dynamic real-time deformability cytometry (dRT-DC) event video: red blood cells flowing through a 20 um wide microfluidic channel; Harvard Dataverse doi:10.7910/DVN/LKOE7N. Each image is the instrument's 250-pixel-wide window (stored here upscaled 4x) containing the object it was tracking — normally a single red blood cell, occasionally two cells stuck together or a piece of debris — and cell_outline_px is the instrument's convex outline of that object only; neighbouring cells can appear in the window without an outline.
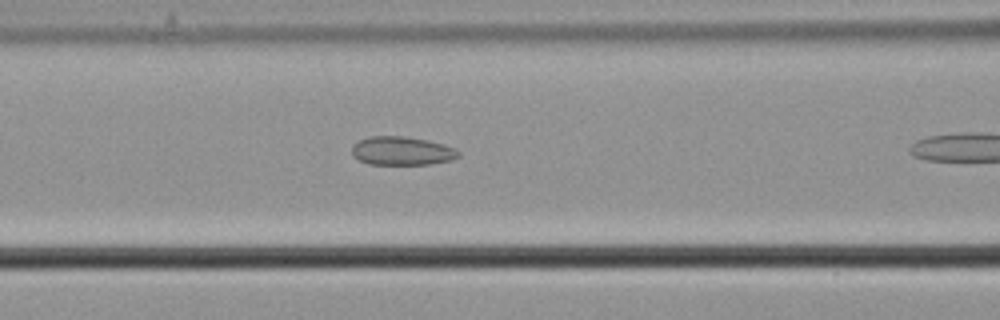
{"species": "common noctule bat (a hibernating species)", "species_latin": "Nyctalus noctula", "temperature_condition": "cold", "stored_images_in_passage": 11, "camera_frame_rate_fps": 3000, "um_per_image_px": 0.085, "animal": {"sex": "male", "body_mass_g": 21.5, "forearm_length_mm": 52.0}, "frame": {"image": 1, "passage_image": 10, "time_ms": 3.0, "image_size_px": [1000, 320], "cell_outline_px": [[460, 156], [452, 160], [428, 164], [368, 164], [352, 156], [352, 144], [368, 136], [404, 136], [428, 140], [444, 144], [460, 152]], "centroid_in_image_um": [34.14, 12.82], "position_along_channel_um": 132.5, "area_um2": 17.8}}